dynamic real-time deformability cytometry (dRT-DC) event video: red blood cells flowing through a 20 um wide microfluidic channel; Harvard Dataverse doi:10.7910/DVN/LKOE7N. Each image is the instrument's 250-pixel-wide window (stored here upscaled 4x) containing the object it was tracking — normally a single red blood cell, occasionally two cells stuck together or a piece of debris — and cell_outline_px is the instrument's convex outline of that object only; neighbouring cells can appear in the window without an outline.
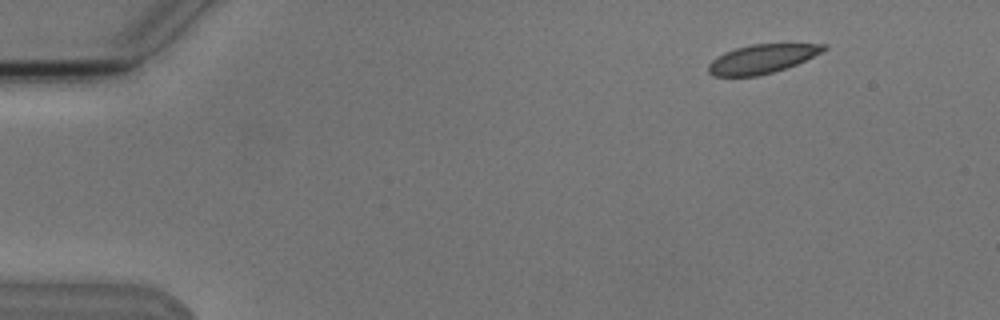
{"species": "Egyptian fruit bat (a non-hibernating species)", "species_latin": "Rousettus aegyptiacus", "temperature_condition": "cold", "stored_images_in_passage": 5, "camera_frame_rate_fps": 3000, "um_per_image_px": 0.085, "animal": {"sex": "male"}, "frame": {"image": 1, "passage_image": 1, "time_ms": 0.0, "image_size_px": [1000, 320], "cell_outline_px": [[828, 48], [796, 64], [760, 76], [712, 76], [708, 72], [708, 64], [716, 56], [724, 52], [736, 48], [752, 44], [828, 44]], "centroid_in_image_um": [64.71, 5.01], "position_along_channel_um": 20.3, "area_um2": 19.25}}